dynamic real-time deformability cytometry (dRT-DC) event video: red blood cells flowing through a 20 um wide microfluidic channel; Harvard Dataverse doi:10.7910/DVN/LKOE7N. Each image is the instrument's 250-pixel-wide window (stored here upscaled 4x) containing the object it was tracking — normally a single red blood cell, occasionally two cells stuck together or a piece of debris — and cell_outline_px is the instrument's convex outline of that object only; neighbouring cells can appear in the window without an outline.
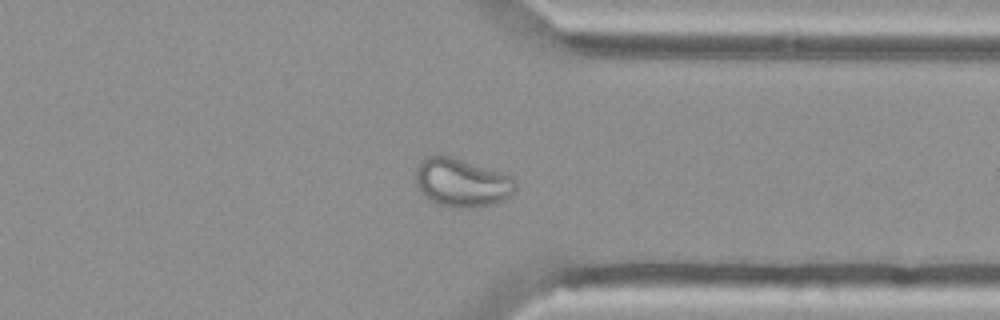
{"species": "Egyptian fruit bat (a non-hibernating species)", "species_latin": "Rousettus aegyptiacus", "temperature_condition": "cold", "stored_images_in_passage": 48, "camera_frame_rate_fps": 3000, "um_per_image_px": 0.085, "animal": {"sex": "female"}, "frame": {"image": 1, "passage_image": 35, "time_ms": 11.333, "image_size_px": [1000, 320], "cell_outline_px": [[516, 192], [512, 196], [496, 204], [476, 208], [452, 208], [440, 204], [424, 196], [420, 192], [416, 184], [416, 168], [420, 160], [424, 156], [452, 156], [512, 176], [516, 180]], "centroid_in_image_um": [39.28, 15.54], "position_along_channel_um": 372.1, "area_um2": 28.61}}